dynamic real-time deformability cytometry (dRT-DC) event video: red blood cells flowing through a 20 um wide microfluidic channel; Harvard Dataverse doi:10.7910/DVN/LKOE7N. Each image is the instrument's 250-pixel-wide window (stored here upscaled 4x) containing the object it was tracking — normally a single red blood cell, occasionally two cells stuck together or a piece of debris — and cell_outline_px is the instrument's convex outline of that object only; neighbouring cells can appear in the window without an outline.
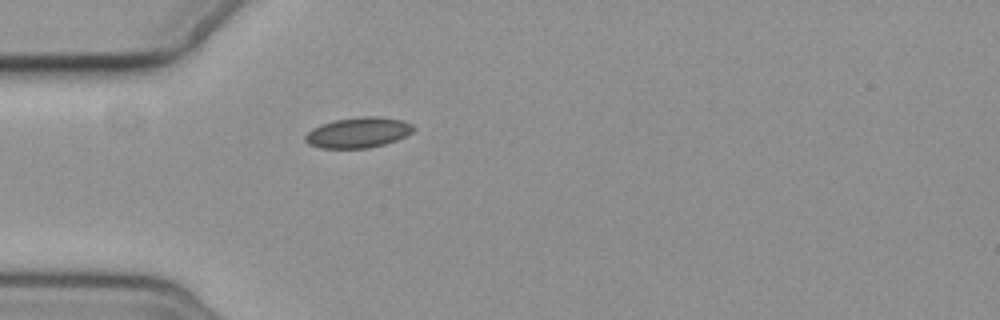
{"species": "common noctule bat (a hibernating species)", "species_latin": "Nyctalus noctula", "temperature_condition": "cold", "stored_images_in_passage": 1, "camera_frame_rate_fps": 3000, "um_per_image_px": 0.085, "animal": {"sex": "female", "body_mass_g": 19.3, "forearm_length_mm": 54.1}, "frame": {"image": 1, "passage_image": 1, "time_ms": 0.0, "image_size_px": [1000, 320], "cell_outline_px": [[416, 128], [412, 132], [396, 140], [384, 144], [368, 148], [320, 148], [308, 144], [304, 140], [304, 136], [312, 128], [320, 124], [332, 120], [360, 116], [380, 116], [404, 120], [412, 124]], "centroid_in_image_um": [30.43, 11.25], "position_along_channel_um": 54.6, "area_um2": 19.48}}